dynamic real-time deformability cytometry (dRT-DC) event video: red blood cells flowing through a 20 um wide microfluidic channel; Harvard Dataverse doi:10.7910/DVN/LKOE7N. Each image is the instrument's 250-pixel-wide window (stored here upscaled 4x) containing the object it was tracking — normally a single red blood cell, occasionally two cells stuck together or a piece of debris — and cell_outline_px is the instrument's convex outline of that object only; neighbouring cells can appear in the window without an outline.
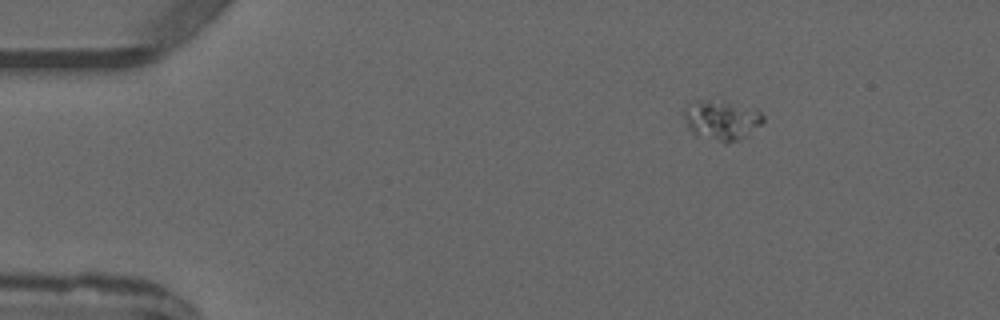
{"species": "common noctule bat (a hibernating species)", "species_latin": "Nyctalus noctula", "temperature_condition": "warm", "stored_images_in_passage": 2, "camera_frame_rate_fps": 3000, "um_per_image_px": 0.085, "animal": {"sex": "male", "forearm_length_mm": 52.5}, "frame": {"image": 1, "passage_image": 1, "time_ms": 0.0, "image_size_px": [1000, 320], "cell_outline_px": [[764, 120], [748, 136], [728, 144], [724, 144], [696, 136], [692, 132], [684, 116], [684, 108], [688, 104], [696, 100], [728, 100], [760, 112], [764, 116]], "centroid_in_image_um": [61.33, 10.22], "position_along_channel_um": 23.7, "area_um2": 18.67}}